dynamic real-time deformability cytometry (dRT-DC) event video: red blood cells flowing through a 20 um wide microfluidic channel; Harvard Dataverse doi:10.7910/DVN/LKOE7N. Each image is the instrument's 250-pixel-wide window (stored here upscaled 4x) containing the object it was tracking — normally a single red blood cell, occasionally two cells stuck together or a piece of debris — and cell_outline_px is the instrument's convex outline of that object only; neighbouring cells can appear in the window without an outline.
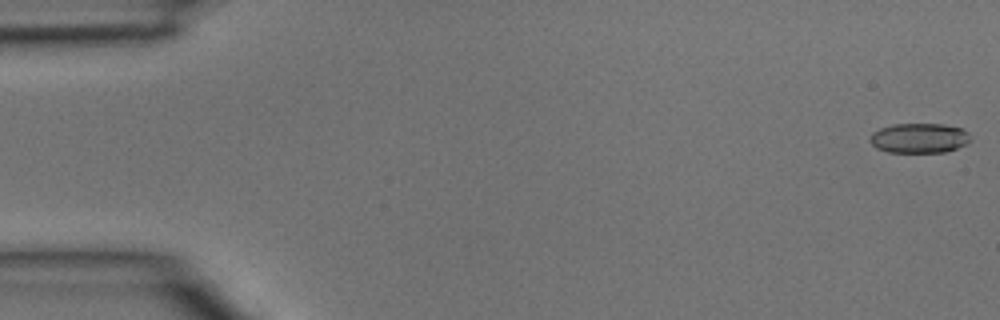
{"species": "common noctule bat (a hibernating species)", "species_latin": "Nyctalus noctula", "temperature_condition": "room temperature", "stored_images_in_passage": 3, "camera_frame_rate_fps": 3000, "um_per_image_px": 0.085, "animal": {"sex": "male", "body_mass_g": 15.6}, "frame": {"image": 1, "passage_image": 1, "time_ms": 0.0, "image_size_px": [1000, 320], "cell_outline_px": [[972, 140], [948, 152], [888, 152], [876, 148], [868, 140], [872, 132], [880, 128], [892, 124], [944, 124], [964, 128], [968, 132]], "centroid_in_image_um": [78.14, 11.73], "position_along_channel_um": 6.9, "area_um2": 17.69}}